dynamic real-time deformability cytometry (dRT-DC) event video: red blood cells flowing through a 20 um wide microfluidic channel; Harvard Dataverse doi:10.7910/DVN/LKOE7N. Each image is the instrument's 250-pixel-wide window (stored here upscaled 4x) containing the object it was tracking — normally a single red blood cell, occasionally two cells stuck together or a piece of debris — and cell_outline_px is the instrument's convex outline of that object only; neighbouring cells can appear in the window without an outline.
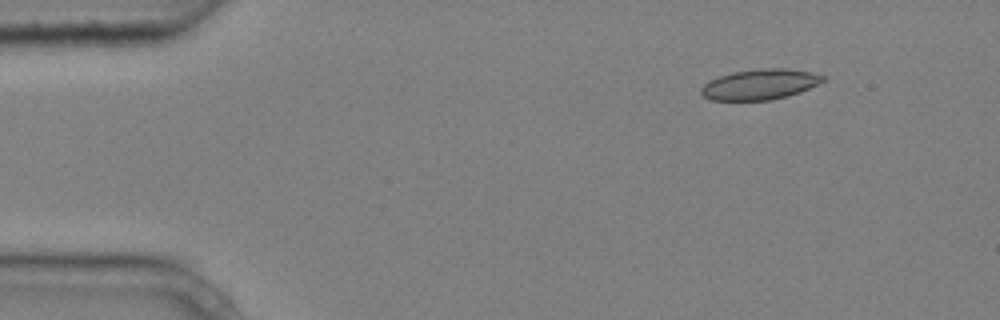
{"species": "common noctule bat (a hibernating species)", "species_latin": "Nyctalus noctula", "temperature_condition": "cold", "stored_images_in_passage": 3, "camera_frame_rate_fps": 3000, "um_per_image_px": 0.085, "animal": {"sex": "male", "body_mass_g": 20.4}, "frame": {"image": 1, "passage_image": 1, "time_ms": 0.0, "image_size_px": [1000, 320], "cell_outline_px": [[824, 80], [800, 92], [788, 96], [772, 100], [712, 100], [704, 96], [700, 92], [700, 88], [708, 80], [732, 72], [760, 68], [784, 68], [812, 72], [824, 76]], "centroid_in_image_um": [64.56, 7.17], "position_along_channel_um": 20.4, "area_um2": 21.56}}
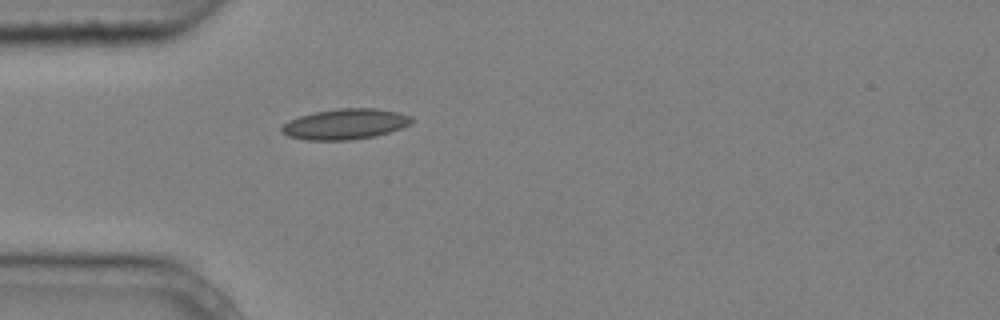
{"frame": {"image": 2, "passage_image": 3, "time_ms": 0.667, "image_size_px": [1000, 320], "cell_outline_px": [[416, 120], [412, 124], [376, 136], [352, 140], [304, 140], [288, 136], [280, 132], [280, 128], [288, 120], [312, 112], [340, 108], [376, 108], [396, 112], [412, 116]], "centroid_in_image_um": [29.34, 10.55], "position_along_channel_um": 55.7, "area_um2": 23.41}}